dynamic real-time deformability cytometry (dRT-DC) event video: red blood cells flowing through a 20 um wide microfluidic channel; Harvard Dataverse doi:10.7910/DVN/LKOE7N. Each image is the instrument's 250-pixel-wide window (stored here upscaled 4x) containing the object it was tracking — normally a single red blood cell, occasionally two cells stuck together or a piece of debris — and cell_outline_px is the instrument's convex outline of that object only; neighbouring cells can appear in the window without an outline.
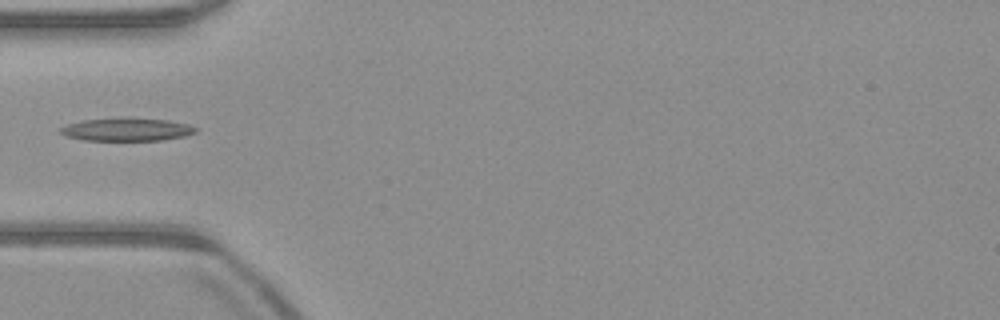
{"species": "common noctule bat (a hibernating species)", "species_latin": "Nyctalus noctula", "temperature_condition": "warm", "stored_images_in_passage": 36, "camera_frame_rate_fps": 3000, "um_per_image_px": 0.085, "animal": {"sex": "male", "body_mass_g": 23.1, "forearm_length_mm": 52.7}, "frame": {"image": 1, "passage_image": 1, "time_ms": 0.0, "image_size_px": [1000, 320], "cell_outline_px": [[196, 132], [184, 136], [160, 140], [84, 140], [68, 136], [60, 132], [60, 128], [68, 124], [84, 120], [120, 116], [168, 120], [188, 124], [196, 128]], "centroid_in_image_um": [10.78, 10.98], "position_along_channel_um": 74.2, "area_um2": 18.21}}
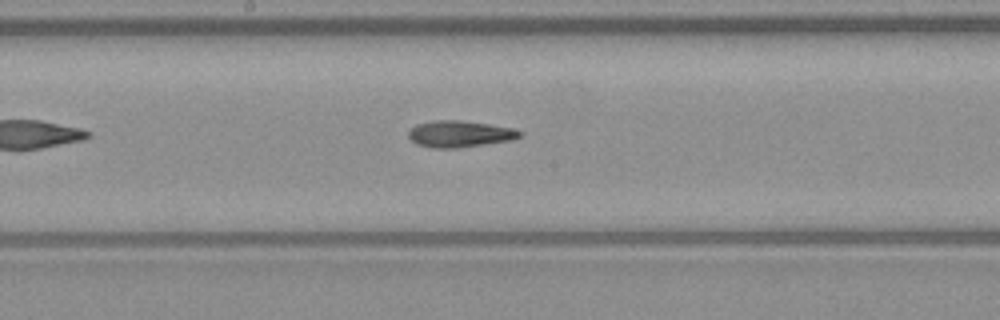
{"frame": {"image": 2, "passage_image": 11, "time_ms": 3.333, "image_size_px": [1000, 320], "cell_outline_px": [[524, 136], [512, 140], [456, 148], [432, 148], [416, 144], [408, 136], [408, 132], [416, 124], [436, 120], [460, 120], [488, 124], [512, 128], [524, 132]], "centroid_in_image_um": [39.1, 11.38], "position_along_channel_um": 209.1, "area_um2": 17.22}}
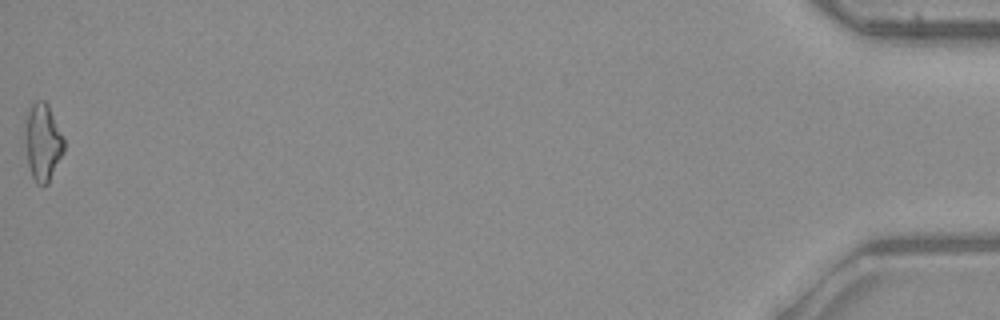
{"frame": {"image": 3, "passage_image": 36, "time_ms": 11.667, "image_size_px": [1000, 320], "cell_outline_px": [[64, 152], [48, 184], [36, 184], [32, 176], [28, 164], [24, 144], [24, 128], [28, 108], [36, 100], [44, 100], [48, 104], [64, 136]], "centroid_in_image_um": [3.62, 12.06], "position_along_channel_um": 431.6, "area_um2": 17.92}}